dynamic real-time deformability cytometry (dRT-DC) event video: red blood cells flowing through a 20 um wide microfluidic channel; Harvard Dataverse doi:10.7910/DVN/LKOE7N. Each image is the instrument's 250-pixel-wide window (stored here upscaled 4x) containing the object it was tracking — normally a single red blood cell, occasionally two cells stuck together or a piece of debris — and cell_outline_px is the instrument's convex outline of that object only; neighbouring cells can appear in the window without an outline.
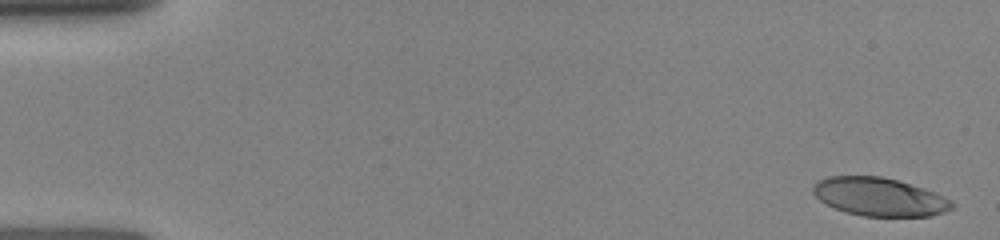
{"species": "human", "species_latin": "Homo sapiens", "temperature_condition": "room temperature", "stored_images_in_passage": 7, "camera_frame_rate_fps": 3000, "um_per_image_px": 0.085, "donor": {"sex": "female"}, "frame": {"image": 1, "passage_image": 1, "time_ms": 0.0, "image_size_px": [1000, 240], "cell_outline_px": [[956, 204], [952, 208], [944, 212], [932, 216], [864, 216], [844, 212], [820, 200], [812, 192], [812, 184], [828, 176], [880, 176], [896, 180], [924, 188], [952, 200]], "centroid_in_image_um": [74.75, 16.73], "position_along_channel_um": 10.2, "area_um2": 30.92}}
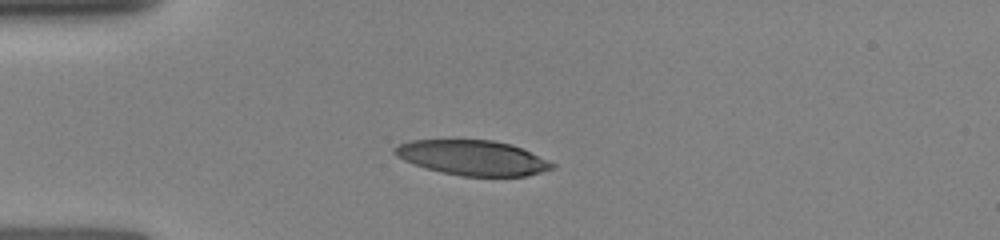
{"frame": {"image": 2, "passage_image": 6, "time_ms": 3.667, "image_size_px": [1000, 240], "cell_outline_px": [[556, 168], [528, 176], [460, 176], [440, 172], [424, 168], [404, 160], [396, 156], [392, 152], [392, 148], [400, 144], [412, 140], [492, 140], [512, 144], [548, 160], [556, 164]], "centroid_in_image_um": [40.18, 13.42], "position_along_channel_um": 44.8, "area_um2": 32.25}}